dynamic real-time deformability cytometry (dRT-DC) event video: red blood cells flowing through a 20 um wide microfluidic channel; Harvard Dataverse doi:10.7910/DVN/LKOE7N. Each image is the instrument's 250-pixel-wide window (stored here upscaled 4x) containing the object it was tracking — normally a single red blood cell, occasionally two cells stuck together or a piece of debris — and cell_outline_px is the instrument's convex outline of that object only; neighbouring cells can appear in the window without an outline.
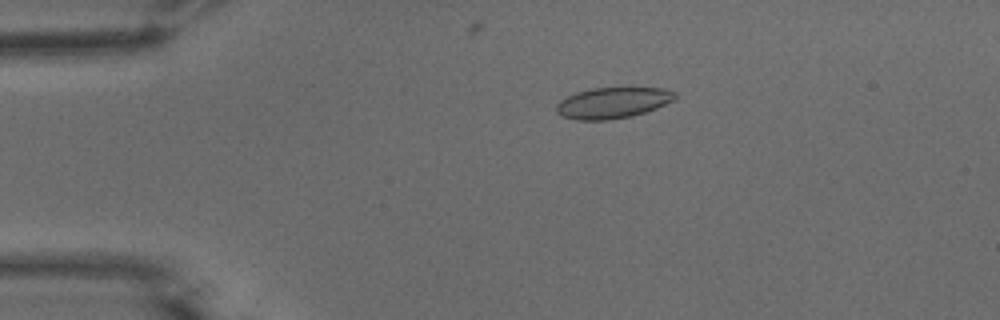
{"species": "common noctule bat (a hibernating species)", "species_latin": "Nyctalus noctula", "temperature_condition": "warm", "stored_images_in_passage": 42, "camera_frame_rate_fps": 3000, "um_per_image_px": 0.085, "animal": {"sex": "male", "body_mass_g": 15.6}, "frame": {"image": 1, "passage_image": 11, "time_ms": 3.333, "image_size_px": [1000, 320], "cell_outline_px": [[676, 100], [656, 108], [632, 116], [608, 120], [576, 120], [560, 116], [556, 112], [556, 104], [560, 100], [576, 92], [592, 88], [628, 84], [660, 88], [676, 92]], "centroid_in_image_um": [52.11, 8.69], "position_along_channel_um": 32.9, "area_um2": 22.48}}
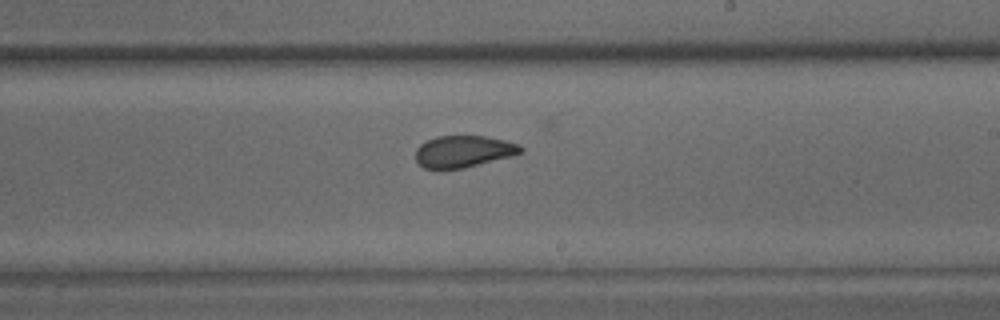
{"frame": {"image": 2, "passage_image": 32, "time_ms": 10.333, "image_size_px": [1000, 320], "cell_outline_px": [[524, 152], [512, 156], [464, 168], [424, 168], [416, 160], [416, 148], [420, 144], [436, 136], [484, 136], [504, 140], [516, 144], [524, 148]], "centroid_in_image_um": [39.41, 12.87], "position_along_channel_um": 249.6, "area_um2": 19.31}}
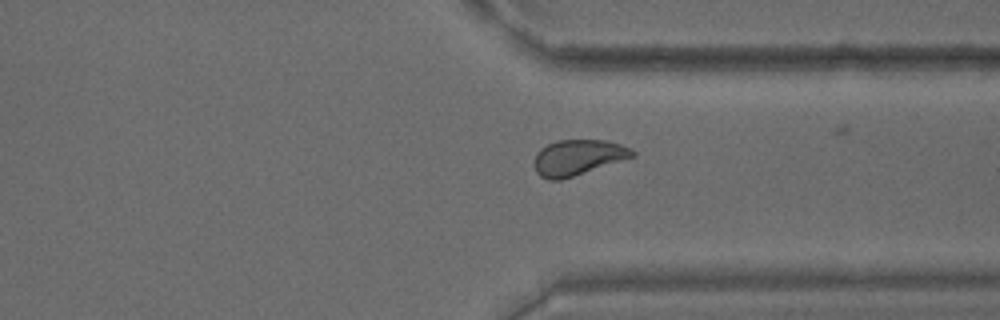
{"frame": {"image": 3, "passage_image": 41, "time_ms": 13.333, "image_size_px": [1000, 320], "cell_outline_px": [[636, 156], [560, 180], [548, 180], [540, 176], [536, 172], [532, 164], [536, 152], [540, 148], [556, 140], [604, 140], [620, 144], [636, 152]], "centroid_in_image_um": [49.07, 13.38], "position_along_channel_um": 362.3, "area_um2": 20.4}}